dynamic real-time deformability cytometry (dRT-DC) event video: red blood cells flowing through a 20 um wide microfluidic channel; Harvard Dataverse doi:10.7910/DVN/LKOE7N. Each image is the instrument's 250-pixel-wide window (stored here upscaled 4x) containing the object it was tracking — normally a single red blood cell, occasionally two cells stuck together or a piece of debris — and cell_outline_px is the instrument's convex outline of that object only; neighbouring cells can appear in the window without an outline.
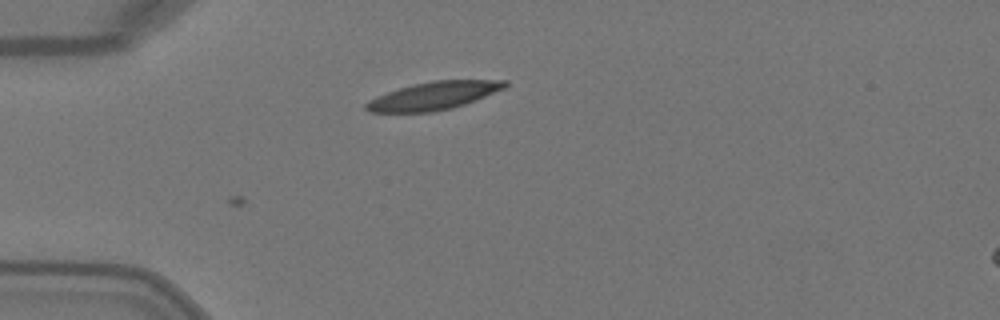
{"species": "Egyptian fruit bat (a non-hibernating species)", "species_latin": "Rousettus aegyptiacus", "temperature_condition": "warm", "stored_images_in_passage": 4, "camera_frame_rate_fps": 3000, "um_per_image_px": 0.085, "animal": {"sex": "female"}, "frame": {"image": 1, "passage_image": 3, "time_ms": 0.667, "image_size_px": [1000, 320], "cell_outline_px": [[508, 84], [504, 88], [464, 104], [452, 108], [432, 112], [368, 112], [364, 108], [364, 104], [368, 100], [376, 96], [412, 84], [432, 80], [508, 80]], "centroid_in_image_um": [36.81, 8.14], "position_along_channel_um": 48.2, "area_um2": 22.48}}